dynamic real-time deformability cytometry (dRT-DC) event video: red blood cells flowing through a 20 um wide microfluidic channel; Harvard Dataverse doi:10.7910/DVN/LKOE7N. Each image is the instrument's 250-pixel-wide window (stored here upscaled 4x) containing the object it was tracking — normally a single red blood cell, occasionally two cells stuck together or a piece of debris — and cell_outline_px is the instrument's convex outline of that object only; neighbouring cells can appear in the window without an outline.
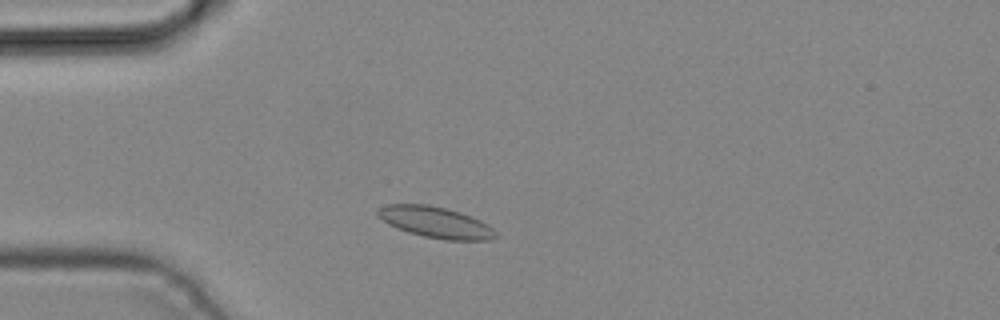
{"species": "common noctule bat (a hibernating species)", "species_latin": "Nyctalus noctula", "temperature_condition": "cold", "stored_images_in_passage": 1, "camera_frame_rate_fps": 3000, "um_per_image_px": 0.085, "animal": {"sex": "male", "body_mass_g": 19.2, "forearm_length_mm": 51.8}, "frame": {"image": 1, "passage_image": 1, "time_ms": 0.0, "image_size_px": [1000, 320], "cell_outline_px": [[500, 236], [492, 240], [444, 240], [424, 236], [408, 232], [396, 228], [388, 224], [376, 216], [376, 212], [380, 208], [388, 204], [428, 204], [460, 212], [480, 220], [488, 224]], "centroid_in_image_um": [37.04, 18.9], "position_along_channel_um": 48.0, "area_um2": 21.5}}